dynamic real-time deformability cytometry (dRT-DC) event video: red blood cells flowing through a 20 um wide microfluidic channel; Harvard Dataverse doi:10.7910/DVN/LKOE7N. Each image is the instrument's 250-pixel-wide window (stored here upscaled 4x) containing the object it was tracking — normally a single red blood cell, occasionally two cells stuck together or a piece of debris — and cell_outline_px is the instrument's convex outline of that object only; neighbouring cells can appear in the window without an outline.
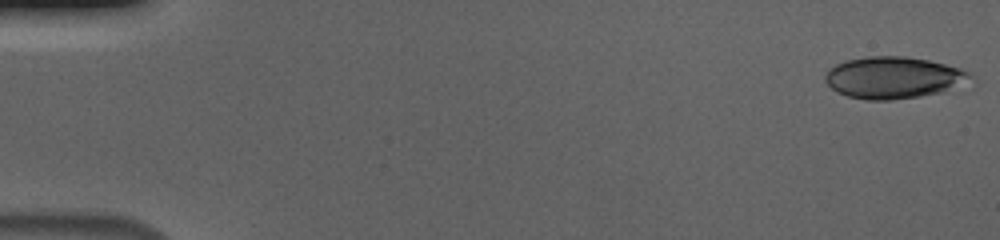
{"species": "human", "species_latin": "Homo sapiens", "temperature_condition": "cold", "stored_images_in_passage": 58, "camera_frame_rate_fps": 3000, "um_per_image_px": 0.085, "donor": {"sex": "male"}, "frame": {"image": 1, "passage_image": 1, "time_ms": 0.0, "image_size_px": [1000, 240], "cell_outline_px": [[972, 76], [940, 92], [920, 96], [888, 100], [868, 100], [848, 96], [836, 92], [824, 80], [824, 76], [828, 68], [836, 64], [848, 60], [868, 56], [904, 56], [928, 60], [960, 68], [968, 72]], "centroid_in_image_um": [75.82, 6.59], "position_along_channel_um": 9.2, "area_um2": 34.62}}
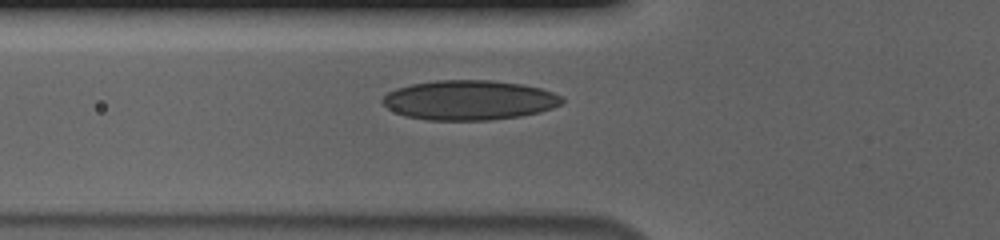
{"frame": {"image": 2, "passage_image": 22, "time_ms": 7.0, "image_size_px": [1000, 240], "cell_outline_px": [[564, 104], [540, 112], [520, 116], [488, 120], [428, 120], [404, 116], [388, 108], [380, 100], [388, 92], [396, 88], [412, 84], [436, 80], [492, 80], [524, 84], [540, 88], [564, 96]], "centroid_in_image_um": [39.92, 8.51], "position_along_channel_um": 85.9, "area_um2": 41.79}}
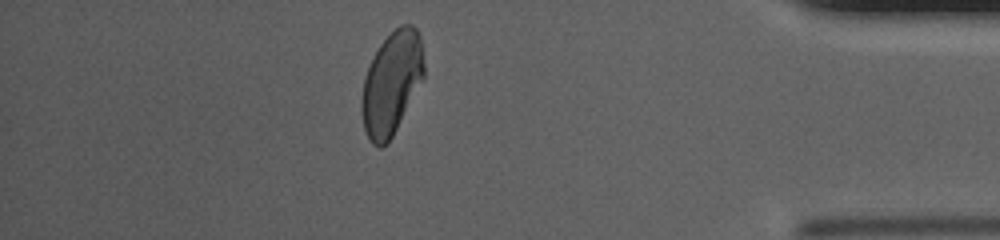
{"frame": {"image": 3, "passage_image": 51, "time_ms": 16.667, "image_size_px": [1000, 240], "cell_outline_px": [[424, 80], [392, 136], [380, 148], [372, 144], [364, 128], [360, 108], [360, 104], [364, 76], [380, 44], [400, 24], [412, 24], [416, 28], [420, 36], [424, 64]], "centroid_in_image_um": [33.29, 7.06], "position_along_channel_um": 401.9, "area_um2": 37.34}, "authors_computed_cell_mechanics": {"area_um2": 38.6971, "velocity_mm_per_s": 3.6581, "shape_relaxation_time_tau1_ms": 6.1378, "shape_relaxation_time_tau2_ms": 1.1694, "deformation_change_tau1": 0.1689, "deformation_change_tau2": 0.0639}}